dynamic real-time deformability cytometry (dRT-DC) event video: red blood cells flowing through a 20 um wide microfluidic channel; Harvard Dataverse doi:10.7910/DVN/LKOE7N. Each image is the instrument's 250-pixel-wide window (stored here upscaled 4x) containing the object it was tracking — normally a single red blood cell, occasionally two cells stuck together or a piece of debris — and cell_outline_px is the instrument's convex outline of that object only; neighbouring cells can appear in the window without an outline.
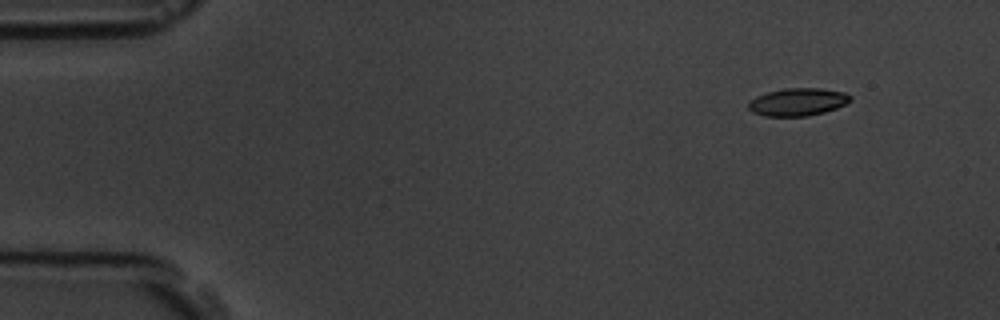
{"species": "common noctule bat (a hibernating species)", "species_latin": "Nyctalus noctula", "temperature_condition": "room temperature", "stored_images_in_passage": 6, "camera_frame_rate_fps": 3000, "um_per_image_px": 0.085, "animal": {"sex": "male", "body_mass_g": 19.5, "forearm_length_mm": 54.6}, "frame": {"image": 1, "passage_image": 1, "time_ms": 0.0, "image_size_px": [1000, 320], "cell_outline_px": [[852, 100], [836, 108], [824, 112], [808, 116], [764, 116], [752, 112], [748, 108], [748, 100], [756, 96], [768, 92], [784, 88], [820, 88], [844, 92], [852, 96]], "centroid_in_image_um": [67.79, 8.66], "position_along_channel_um": 17.2, "area_um2": 16.53}}
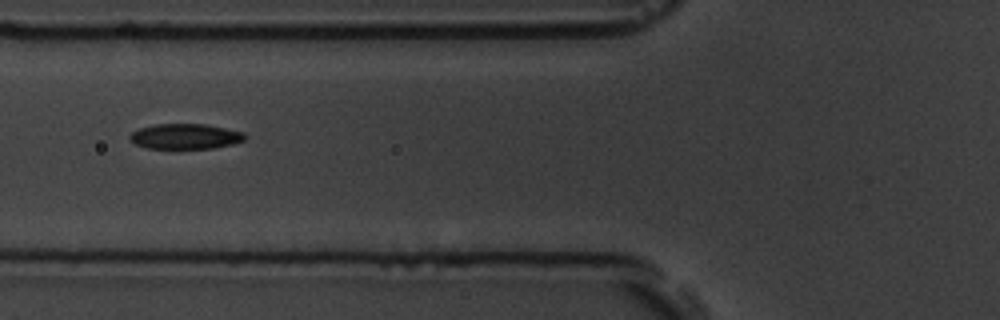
{"frame": {"image": 2, "passage_image": 5, "time_ms": 5.333, "image_size_px": [1000, 320], "cell_outline_px": [[244, 140], [232, 144], [212, 148], [144, 148], [128, 140], [128, 136], [132, 132], [140, 128], [156, 124], [204, 124], [244, 132]], "centroid_in_image_um": [15.69, 11.59], "position_along_channel_um": 110.1, "area_um2": 16.82}}
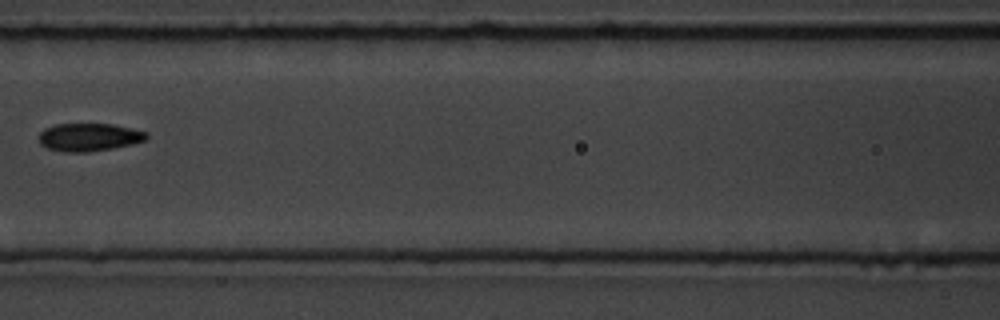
{"frame": {"image": 3, "passage_image": 6, "time_ms": 6.667, "image_size_px": [1000, 320], "cell_outline_px": [[148, 136], [144, 140], [132, 144], [112, 148], [88, 152], [64, 152], [48, 148], [40, 144], [40, 132], [44, 128], [56, 124], [112, 124], [132, 128], [148, 132]], "centroid_in_image_um": [7.57, 11.65], "position_along_channel_um": 159.0, "area_um2": 17.46}}